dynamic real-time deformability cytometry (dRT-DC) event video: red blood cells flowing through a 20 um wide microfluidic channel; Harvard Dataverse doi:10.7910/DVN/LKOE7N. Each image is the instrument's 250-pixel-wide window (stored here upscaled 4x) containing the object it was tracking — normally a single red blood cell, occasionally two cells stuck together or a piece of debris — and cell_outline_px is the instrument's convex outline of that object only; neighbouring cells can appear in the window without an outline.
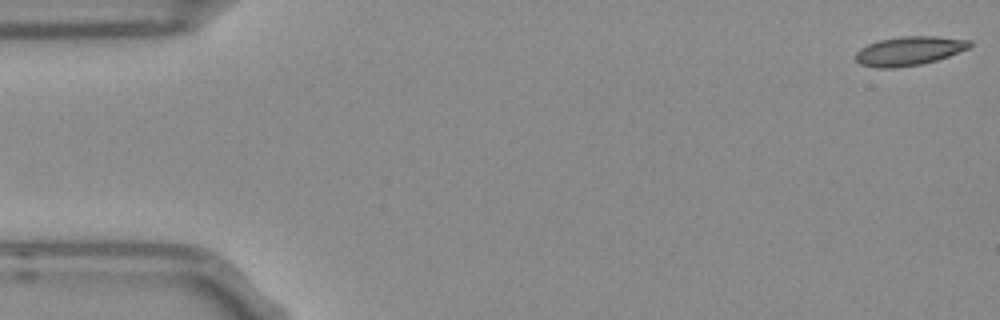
{"species": "Egyptian fruit bat (a non-hibernating species)", "species_latin": "Rousettus aegyptiacus", "temperature_condition": "room temperature", "stored_images_in_passage": 10, "camera_frame_rate_fps": 3000, "um_per_image_px": 0.085, "frame": {"image": 1, "passage_image": 1, "time_ms": 0.0, "image_size_px": [1000, 320], "cell_outline_px": [[972, 44], [968, 48], [948, 56], [936, 60], [920, 64], [896, 68], [876, 68], [860, 64], [856, 60], [856, 52], [860, 48], [868, 44], [880, 40], [900, 36], [936, 36], [972, 40]], "centroid_in_image_um": [77.27, 4.32], "position_along_channel_um": 7.7, "area_um2": 19.25}}